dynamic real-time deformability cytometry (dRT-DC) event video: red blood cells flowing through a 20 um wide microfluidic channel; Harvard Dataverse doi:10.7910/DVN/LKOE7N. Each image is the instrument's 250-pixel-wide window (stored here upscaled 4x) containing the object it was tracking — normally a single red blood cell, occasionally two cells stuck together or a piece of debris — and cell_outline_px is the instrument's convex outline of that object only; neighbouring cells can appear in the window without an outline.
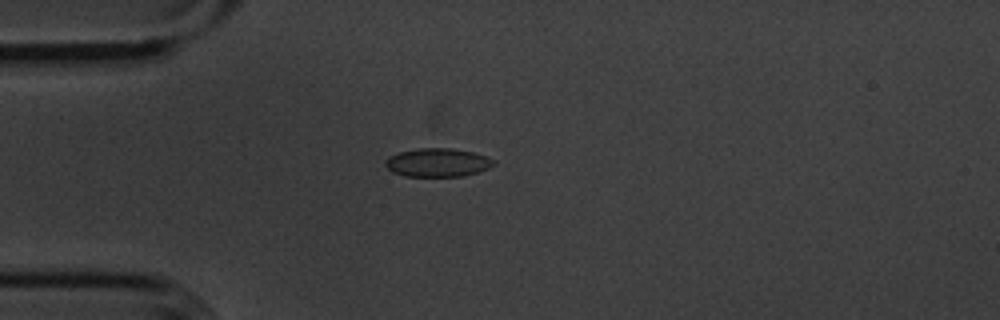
{"species": "common noctule bat (a hibernating species)", "species_latin": "Nyctalus noctula", "temperature_condition": "cold", "stored_images_in_passage": 34, "camera_frame_rate_fps": 3000, "um_per_image_px": 0.085, "animal": {"sex": "male", "body_mass_g": 20.1, "forearm_length_mm": 53.5}, "frame": {"image": 1, "passage_image": 1, "time_ms": 0.0, "image_size_px": [1000, 320], "cell_outline_px": [[496, 164], [488, 168], [464, 176], [404, 176], [392, 172], [384, 164], [384, 160], [388, 156], [400, 152], [416, 148], [452, 148], [472, 152], [496, 160]], "centroid_in_image_um": [37.17, 13.81], "position_along_channel_um": 47.8, "area_um2": 18.03}}
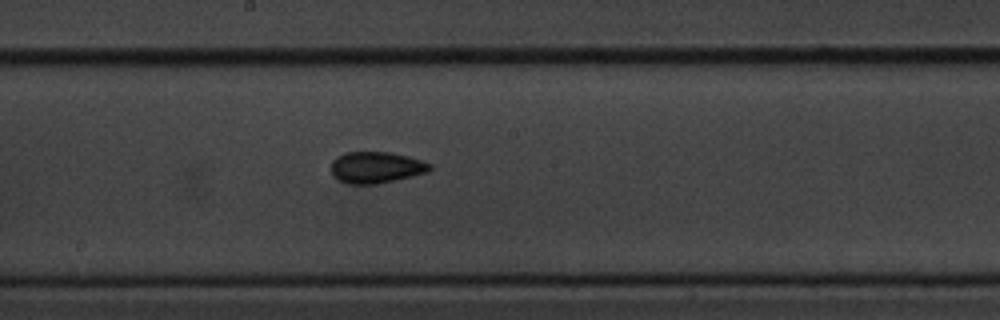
{"frame": {"image": 2, "passage_image": 16, "time_ms": 5.0, "image_size_px": [1000, 320], "cell_outline_px": [[432, 168], [428, 172], [412, 176], [376, 184], [348, 184], [336, 180], [332, 176], [332, 160], [336, 156], [344, 152], [392, 152], [408, 156], [432, 164]], "centroid_in_image_um": [31.94, 14.23], "position_along_channel_um": 216.3, "area_um2": 18.26}}
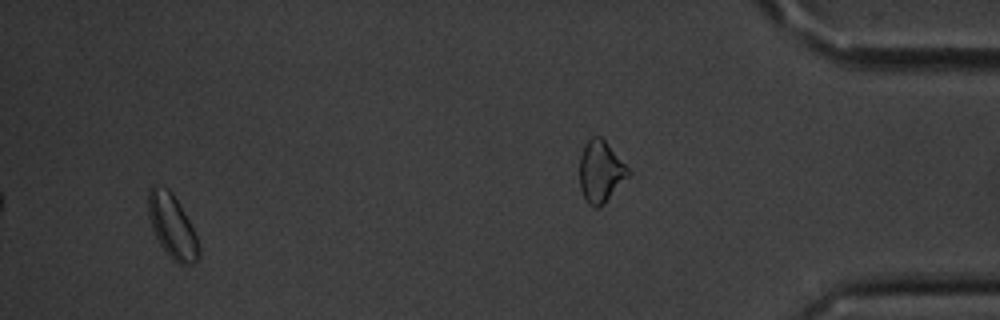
{"frame": {"image": 3, "passage_image": 31, "time_ms": 10.0, "image_size_px": [1000, 320], "cell_outline_px": [[200, 256], [192, 264], [180, 264], [172, 260], [168, 256], [160, 244], [152, 228], [148, 216], [148, 192], [152, 184], [160, 184], [168, 188], [172, 192], [188, 220], [196, 236], [200, 248]], "centroid_in_image_um": [14.61, 19.21], "position_along_channel_um": 420.6, "area_um2": 18.73}, "authors_computed_cell_mechanics": {"area_um2": 17.2244, "velocity_mm_per_s": 3.6162, "shape_relaxation_time_tau1_ms": 4.6952, "shape_relaxation_time_tau2_ms": 3.4744, "deformation_change_tau1": 0.0784, "deformation_change_tau2": 0.0824}}